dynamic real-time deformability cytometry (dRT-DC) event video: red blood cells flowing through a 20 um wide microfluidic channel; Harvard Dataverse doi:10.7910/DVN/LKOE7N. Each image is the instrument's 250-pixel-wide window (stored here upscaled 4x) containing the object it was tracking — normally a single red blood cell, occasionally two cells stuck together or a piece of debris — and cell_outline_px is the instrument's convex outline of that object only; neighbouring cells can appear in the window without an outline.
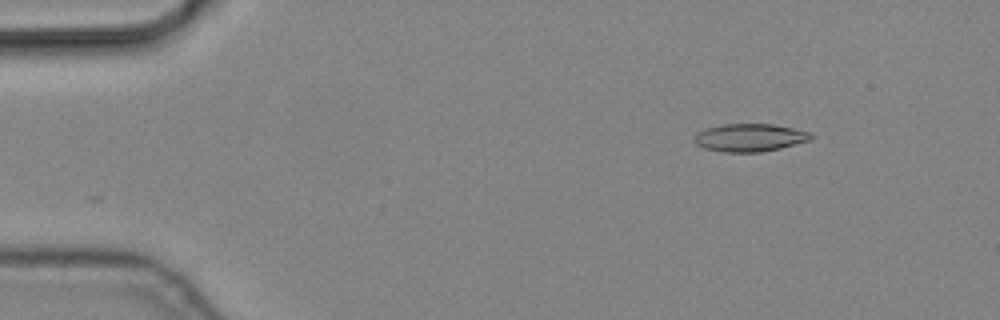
{"species": "common noctule bat (a hibernating species)", "species_latin": "Nyctalus noctula", "temperature_condition": "cold", "stored_images_in_passage": 3, "camera_frame_rate_fps": 3000, "um_per_image_px": 0.085, "animal": {"sex": "male", "body_mass_g": 19.2, "forearm_length_mm": 51.8}, "frame": {"image": 1, "passage_image": 1, "time_ms": 0.0, "image_size_px": [1000, 320], "cell_outline_px": [[816, 136], [812, 140], [780, 148], [760, 152], [724, 152], [704, 148], [696, 144], [692, 140], [696, 132], [704, 128], [724, 124], [772, 124], [812, 132]], "centroid_in_image_um": [63.73, 11.69], "position_along_channel_um": 21.3, "area_um2": 19.19}}
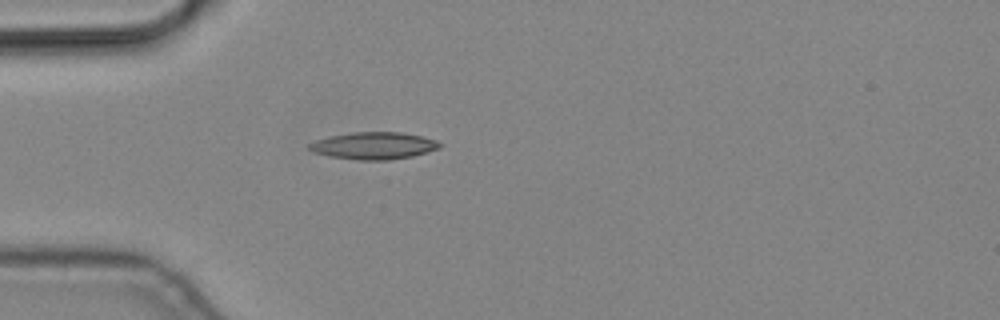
{"frame": {"image": 2, "passage_image": 3, "time_ms": 0.667, "image_size_px": [1000, 320], "cell_outline_px": [[444, 144], [440, 148], [412, 156], [388, 160], [360, 160], [328, 156], [312, 152], [308, 148], [308, 144], [316, 140], [332, 136], [352, 132], [400, 132], [420, 136], [436, 140]], "centroid_in_image_um": [31.77, 12.38], "position_along_channel_um": 53.2, "area_um2": 20.58}}